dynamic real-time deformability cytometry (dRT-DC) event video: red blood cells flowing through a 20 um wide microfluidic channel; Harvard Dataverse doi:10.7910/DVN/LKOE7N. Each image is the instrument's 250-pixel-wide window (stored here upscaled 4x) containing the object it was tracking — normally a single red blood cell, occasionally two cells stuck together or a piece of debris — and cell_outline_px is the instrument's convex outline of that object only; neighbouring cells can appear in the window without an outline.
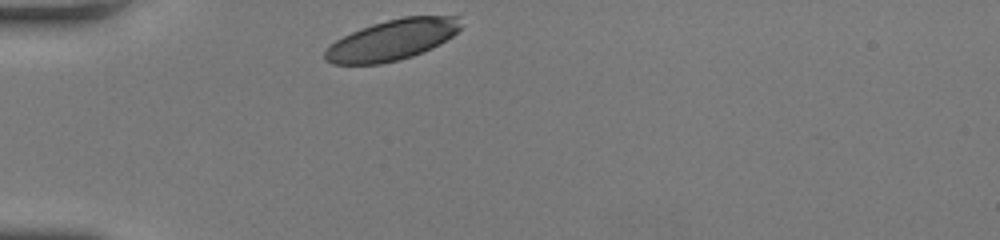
{"species": "human", "species_latin": "Homo sapiens", "temperature_condition": "room temperature", "stored_images_in_passage": 30, "camera_frame_rate_fps": 3000, "um_per_image_px": 0.085, "donor": {"sex": "female"}, "frame": {"image": 1, "passage_image": 1, "time_ms": 0.0, "image_size_px": [1000, 240], "cell_outline_px": [[460, 28], [452, 36], [440, 44], [432, 48], [412, 56], [400, 60], [380, 64], [332, 64], [324, 60], [324, 52], [336, 40], [360, 28], [372, 24], [404, 16], [460, 16]], "centroid_in_image_um": [33.33, 3.4], "position_along_channel_um": 51.7, "area_um2": 32.02}}
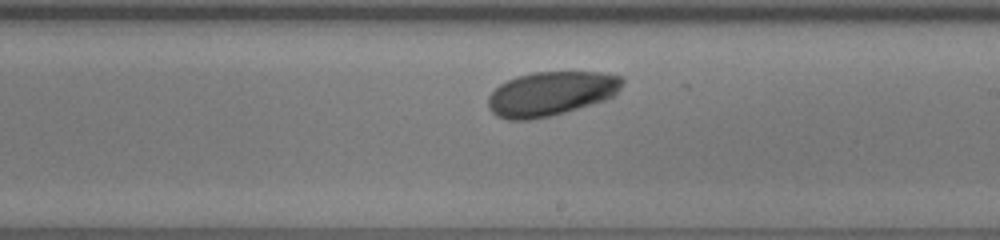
{"frame": {"image": 2, "passage_image": 18, "time_ms": 5.667, "image_size_px": [1000, 240], "cell_outline_px": [[624, 84], [616, 96], [604, 100], [552, 116], [528, 120], [508, 120], [496, 116], [488, 108], [488, 96], [500, 84], [516, 76], [532, 72], [600, 72], [624, 76]], "centroid_in_image_um": [46.86, 7.96], "position_along_channel_um": 242.1, "area_um2": 34.97}}
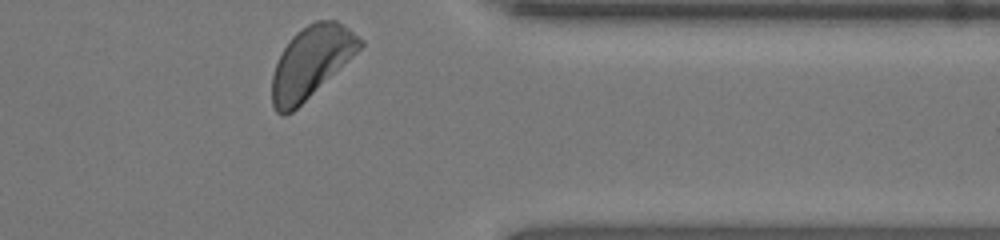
{"frame": {"image": 3, "passage_image": 30, "time_ms": 9.667, "image_size_px": [1000, 240], "cell_outline_px": [[364, 44], [356, 52], [292, 112], [284, 116], [276, 112], [272, 104], [272, 76], [276, 64], [284, 48], [292, 36], [296, 32], [308, 24], [316, 20], [336, 20], [344, 24], [364, 40]], "centroid_in_image_um": [26.43, 5.25], "position_along_channel_um": 385.0, "area_um2": 35.84}, "authors_computed_cell_mechanics": {"area_um2": 34.5355, "velocity_mm_per_s": 3.7575, "shape_relaxation_time_tau1_ms": 2.1289, "shape_relaxation_time_tau2_ms": null, "deformation_change_tau1": 0.1037, "deformation_change_tau2": null}}